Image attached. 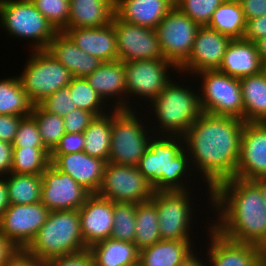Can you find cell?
I'll use <instances>...</instances> for the list:
<instances>
[{
    "instance_id": "cell-1",
    "label": "cell",
    "mask_w": 266,
    "mask_h": 266,
    "mask_svg": "<svg viewBox=\"0 0 266 266\" xmlns=\"http://www.w3.org/2000/svg\"><path fill=\"white\" fill-rule=\"evenodd\" d=\"M244 124L239 118L203 112L183 136L189 165L195 164L206 178L210 199L219 183L234 178Z\"/></svg>"
},
{
    "instance_id": "cell-2",
    "label": "cell",
    "mask_w": 266,
    "mask_h": 266,
    "mask_svg": "<svg viewBox=\"0 0 266 266\" xmlns=\"http://www.w3.org/2000/svg\"><path fill=\"white\" fill-rule=\"evenodd\" d=\"M209 201L220 215L218 222L210 224L215 230L232 241L266 250V205L253 180L234 177L222 181L212 190Z\"/></svg>"
},
{
    "instance_id": "cell-3",
    "label": "cell",
    "mask_w": 266,
    "mask_h": 266,
    "mask_svg": "<svg viewBox=\"0 0 266 266\" xmlns=\"http://www.w3.org/2000/svg\"><path fill=\"white\" fill-rule=\"evenodd\" d=\"M154 139L151 137L148 149L139 160L138 170L153 186L154 191L188 190L182 181L190 169V157L182 145L183 137L162 135L161 138Z\"/></svg>"
},
{
    "instance_id": "cell-4",
    "label": "cell",
    "mask_w": 266,
    "mask_h": 266,
    "mask_svg": "<svg viewBox=\"0 0 266 266\" xmlns=\"http://www.w3.org/2000/svg\"><path fill=\"white\" fill-rule=\"evenodd\" d=\"M25 249L42 264L88 249L81 233L79 211H50L45 224Z\"/></svg>"
},
{
    "instance_id": "cell-5",
    "label": "cell",
    "mask_w": 266,
    "mask_h": 266,
    "mask_svg": "<svg viewBox=\"0 0 266 266\" xmlns=\"http://www.w3.org/2000/svg\"><path fill=\"white\" fill-rule=\"evenodd\" d=\"M173 83L171 80L164 90L152 101L153 112L165 135L183 137L189 127L203 113L198 93Z\"/></svg>"
},
{
    "instance_id": "cell-6",
    "label": "cell",
    "mask_w": 266,
    "mask_h": 266,
    "mask_svg": "<svg viewBox=\"0 0 266 266\" xmlns=\"http://www.w3.org/2000/svg\"><path fill=\"white\" fill-rule=\"evenodd\" d=\"M0 23L10 35L32 39L33 50L46 49L58 33L31 0H0Z\"/></svg>"
},
{
    "instance_id": "cell-7",
    "label": "cell",
    "mask_w": 266,
    "mask_h": 266,
    "mask_svg": "<svg viewBox=\"0 0 266 266\" xmlns=\"http://www.w3.org/2000/svg\"><path fill=\"white\" fill-rule=\"evenodd\" d=\"M32 52L18 78L31 103L38 105L46 97L67 87L73 76L45 49Z\"/></svg>"
},
{
    "instance_id": "cell-8",
    "label": "cell",
    "mask_w": 266,
    "mask_h": 266,
    "mask_svg": "<svg viewBox=\"0 0 266 266\" xmlns=\"http://www.w3.org/2000/svg\"><path fill=\"white\" fill-rule=\"evenodd\" d=\"M135 112L133 109L113 110L109 163L137 166L148 149L151 137Z\"/></svg>"
},
{
    "instance_id": "cell-9",
    "label": "cell",
    "mask_w": 266,
    "mask_h": 266,
    "mask_svg": "<svg viewBox=\"0 0 266 266\" xmlns=\"http://www.w3.org/2000/svg\"><path fill=\"white\" fill-rule=\"evenodd\" d=\"M203 79L199 92L202 111L212 115L231 116L244 120V105L240 79L218 70L196 74Z\"/></svg>"
},
{
    "instance_id": "cell-10",
    "label": "cell",
    "mask_w": 266,
    "mask_h": 266,
    "mask_svg": "<svg viewBox=\"0 0 266 266\" xmlns=\"http://www.w3.org/2000/svg\"><path fill=\"white\" fill-rule=\"evenodd\" d=\"M154 188L137 166L107 162L98 195L113 202L143 203L150 201Z\"/></svg>"
},
{
    "instance_id": "cell-11",
    "label": "cell",
    "mask_w": 266,
    "mask_h": 266,
    "mask_svg": "<svg viewBox=\"0 0 266 266\" xmlns=\"http://www.w3.org/2000/svg\"><path fill=\"white\" fill-rule=\"evenodd\" d=\"M199 27L178 7H172L156 27L164 59L179 68L191 54Z\"/></svg>"
},
{
    "instance_id": "cell-12",
    "label": "cell",
    "mask_w": 266,
    "mask_h": 266,
    "mask_svg": "<svg viewBox=\"0 0 266 266\" xmlns=\"http://www.w3.org/2000/svg\"><path fill=\"white\" fill-rule=\"evenodd\" d=\"M151 201L157 207L162 240H192L188 232L192 230L190 226L193 207L191 208L188 190L155 191Z\"/></svg>"
},
{
    "instance_id": "cell-13",
    "label": "cell",
    "mask_w": 266,
    "mask_h": 266,
    "mask_svg": "<svg viewBox=\"0 0 266 266\" xmlns=\"http://www.w3.org/2000/svg\"><path fill=\"white\" fill-rule=\"evenodd\" d=\"M178 68L164 58L143 59L124 62L127 94L129 97L143 96L147 100L156 98L171 81L167 70ZM131 94V95H130Z\"/></svg>"
},
{
    "instance_id": "cell-14",
    "label": "cell",
    "mask_w": 266,
    "mask_h": 266,
    "mask_svg": "<svg viewBox=\"0 0 266 266\" xmlns=\"http://www.w3.org/2000/svg\"><path fill=\"white\" fill-rule=\"evenodd\" d=\"M41 176V202L50 211L78 210L91 195L68 173L60 171L52 162Z\"/></svg>"
},
{
    "instance_id": "cell-15",
    "label": "cell",
    "mask_w": 266,
    "mask_h": 266,
    "mask_svg": "<svg viewBox=\"0 0 266 266\" xmlns=\"http://www.w3.org/2000/svg\"><path fill=\"white\" fill-rule=\"evenodd\" d=\"M112 24L119 60L129 62L164 58L156 29L124 22L116 15L113 16Z\"/></svg>"
},
{
    "instance_id": "cell-16",
    "label": "cell",
    "mask_w": 266,
    "mask_h": 266,
    "mask_svg": "<svg viewBox=\"0 0 266 266\" xmlns=\"http://www.w3.org/2000/svg\"><path fill=\"white\" fill-rule=\"evenodd\" d=\"M50 210L40 201L10 204L0 219V231L20 249H25L45 224Z\"/></svg>"
},
{
    "instance_id": "cell-17",
    "label": "cell",
    "mask_w": 266,
    "mask_h": 266,
    "mask_svg": "<svg viewBox=\"0 0 266 266\" xmlns=\"http://www.w3.org/2000/svg\"><path fill=\"white\" fill-rule=\"evenodd\" d=\"M232 38L208 26H200L188 59L178 68L182 73L198 74L218 70ZM185 70V71H184Z\"/></svg>"
},
{
    "instance_id": "cell-18",
    "label": "cell",
    "mask_w": 266,
    "mask_h": 266,
    "mask_svg": "<svg viewBox=\"0 0 266 266\" xmlns=\"http://www.w3.org/2000/svg\"><path fill=\"white\" fill-rule=\"evenodd\" d=\"M210 230V231H209ZM210 247L208 248L211 266H265L266 250L249 243H240L225 238L212 226Z\"/></svg>"
},
{
    "instance_id": "cell-19",
    "label": "cell",
    "mask_w": 266,
    "mask_h": 266,
    "mask_svg": "<svg viewBox=\"0 0 266 266\" xmlns=\"http://www.w3.org/2000/svg\"><path fill=\"white\" fill-rule=\"evenodd\" d=\"M266 175V122H245L234 177L254 180Z\"/></svg>"
},
{
    "instance_id": "cell-20",
    "label": "cell",
    "mask_w": 266,
    "mask_h": 266,
    "mask_svg": "<svg viewBox=\"0 0 266 266\" xmlns=\"http://www.w3.org/2000/svg\"><path fill=\"white\" fill-rule=\"evenodd\" d=\"M113 208V201L91 194L78 209L81 233L87 248L111 237L114 225Z\"/></svg>"
},
{
    "instance_id": "cell-21",
    "label": "cell",
    "mask_w": 266,
    "mask_h": 266,
    "mask_svg": "<svg viewBox=\"0 0 266 266\" xmlns=\"http://www.w3.org/2000/svg\"><path fill=\"white\" fill-rule=\"evenodd\" d=\"M50 161L60 171L68 173L91 194H97L100 190L106 165L104 160L81 151L70 154H50Z\"/></svg>"
},
{
    "instance_id": "cell-22",
    "label": "cell",
    "mask_w": 266,
    "mask_h": 266,
    "mask_svg": "<svg viewBox=\"0 0 266 266\" xmlns=\"http://www.w3.org/2000/svg\"><path fill=\"white\" fill-rule=\"evenodd\" d=\"M63 32L81 50L102 62L118 60L116 34L112 22L99 28H66Z\"/></svg>"
},
{
    "instance_id": "cell-23",
    "label": "cell",
    "mask_w": 266,
    "mask_h": 266,
    "mask_svg": "<svg viewBox=\"0 0 266 266\" xmlns=\"http://www.w3.org/2000/svg\"><path fill=\"white\" fill-rule=\"evenodd\" d=\"M45 50L76 78H86L103 63L81 50L64 32H58Z\"/></svg>"
},
{
    "instance_id": "cell-24",
    "label": "cell",
    "mask_w": 266,
    "mask_h": 266,
    "mask_svg": "<svg viewBox=\"0 0 266 266\" xmlns=\"http://www.w3.org/2000/svg\"><path fill=\"white\" fill-rule=\"evenodd\" d=\"M86 80L104 101L106 98L117 97V103L113 105L115 106L113 109H133L132 106L129 107L127 102L129 99L122 97V95L128 96L123 61L118 59L103 62L92 74L86 77Z\"/></svg>"
},
{
    "instance_id": "cell-25",
    "label": "cell",
    "mask_w": 266,
    "mask_h": 266,
    "mask_svg": "<svg viewBox=\"0 0 266 266\" xmlns=\"http://www.w3.org/2000/svg\"><path fill=\"white\" fill-rule=\"evenodd\" d=\"M264 70L255 43L244 38L232 39L223 56L218 71L242 78Z\"/></svg>"
},
{
    "instance_id": "cell-26",
    "label": "cell",
    "mask_w": 266,
    "mask_h": 266,
    "mask_svg": "<svg viewBox=\"0 0 266 266\" xmlns=\"http://www.w3.org/2000/svg\"><path fill=\"white\" fill-rule=\"evenodd\" d=\"M172 7L167 0H115V15L124 22L156 29Z\"/></svg>"
},
{
    "instance_id": "cell-27",
    "label": "cell",
    "mask_w": 266,
    "mask_h": 266,
    "mask_svg": "<svg viewBox=\"0 0 266 266\" xmlns=\"http://www.w3.org/2000/svg\"><path fill=\"white\" fill-rule=\"evenodd\" d=\"M67 28H99L112 22L115 0H70Z\"/></svg>"
},
{
    "instance_id": "cell-28",
    "label": "cell",
    "mask_w": 266,
    "mask_h": 266,
    "mask_svg": "<svg viewBox=\"0 0 266 266\" xmlns=\"http://www.w3.org/2000/svg\"><path fill=\"white\" fill-rule=\"evenodd\" d=\"M93 266H130L139 261L136 245L107 238L90 246Z\"/></svg>"
},
{
    "instance_id": "cell-29",
    "label": "cell",
    "mask_w": 266,
    "mask_h": 266,
    "mask_svg": "<svg viewBox=\"0 0 266 266\" xmlns=\"http://www.w3.org/2000/svg\"><path fill=\"white\" fill-rule=\"evenodd\" d=\"M245 122H266V70L240 78Z\"/></svg>"
},
{
    "instance_id": "cell-30",
    "label": "cell",
    "mask_w": 266,
    "mask_h": 266,
    "mask_svg": "<svg viewBox=\"0 0 266 266\" xmlns=\"http://www.w3.org/2000/svg\"><path fill=\"white\" fill-rule=\"evenodd\" d=\"M191 241L161 240L139 251L142 266H177L192 252Z\"/></svg>"
},
{
    "instance_id": "cell-31",
    "label": "cell",
    "mask_w": 266,
    "mask_h": 266,
    "mask_svg": "<svg viewBox=\"0 0 266 266\" xmlns=\"http://www.w3.org/2000/svg\"><path fill=\"white\" fill-rule=\"evenodd\" d=\"M246 22L241 3L225 0L213 12L208 27L236 39L244 37Z\"/></svg>"
},
{
    "instance_id": "cell-32",
    "label": "cell",
    "mask_w": 266,
    "mask_h": 266,
    "mask_svg": "<svg viewBox=\"0 0 266 266\" xmlns=\"http://www.w3.org/2000/svg\"><path fill=\"white\" fill-rule=\"evenodd\" d=\"M112 111L111 113L95 117L83 132L85 139L83 151L89 156L104 160L106 163L110 154Z\"/></svg>"
},
{
    "instance_id": "cell-33",
    "label": "cell",
    "mask_w": 266,
    "mask_h": 266,
    "mask_svg": "<svg viewBox=\"0 0 266 266\" xmlns=\"http://www.w3.org/2000/svg\"><path fill=\"white\" fill-rule=\"evenodd\" d=\"M135 218L134 244L139 251L162 240L157 207L151 200L137 204Z\"/></svg>"
},
{
    "instance_id": "cell-34",
    "label": "cell",
    "mask_w": 266,
    "mask_h": 266,
    "mask_svg": "<svg viewBox=\"0 0 266 266\" xmlns=\"http://www.w3.org/2000/svg\"><path fill=\"white\" fill-rule=\"evenodd\" d=\"M33 104L18 77L0 80V115H31Z\"/></svg>"
},
{
    "instance_id": "cell-35",
    "label": "cell",
    "mask_w": 266,
    "mask_h": 266,
    "mask_svg": "<svg viewBox=\"0 0 266 266\" xmlns=\"http://www.w3.org/2000/svg\"><path fill=\"white\" fill-rule=\"evenodd\" d=\"M5 179L9 204H34L41 201L42 176L9 173Z\"/></svg>"
},
{
    "instance_id": "cell-36",
    "label": "cell",
    "mask_w": 266,
    "mask_h": 266,
    "mask_svg": "<svg viewBox=\"0 0 266 266\" xmlns=\"http://www.w3.org/2000/svg\"><path fill=\"white\" fill-rule=\"evenodd\" d=\"M50 163L46 148H13L11 173L41 175Z\"/></svg>"
},
{
    "instance_id": "cell-37",
    "label": "cell",
    "mask_w": 266,
    "mask_h": 266,
    "mask_svg": "<svg viewBox=\"0 0 266 266\" xmlns=\"http://www.w3.org/2000/svg\"><path fill=\"white\" fill-rule=\"evenodd\" d=\"M31 115L35 118L44 147L51 152L66 133L62 116L44 111L33 105Z\"/></svg>"
},
{
    "instance_id": "cell-38",
    "label": "cell",
    "mask_w": 266,
    "mask_h": 266,
    "mask_svg": "<svg viewBox=\"0 0 266 266\" xmlns=\"http://www.w3.org/2000/svg\"><path fill=\"white\" fill-rule=\"evenodd\" d=\"M68 88L77 108L92 112L96 117L105 114V110H102L104 100L86 78L73 77Z\"/></svg>"
},
{
    "instance_id": "cell-39",
    "label": "cell",
    "mask_w": 266,
    "mask_h": 266,
    "mask_svg": "<svg viewBox=\"0 0 266 266\" xmlns=\"http://www.w3.org/2000/svg\"><path fill=\"white\" fill-rule=\"evenodd\" d=\"M137 204L114 202L111 239L134 243Z\"/></svg>"
},
{
    "instance_id": "cell-40",
    "label": "cell",
    "mask_w": 266,
    "mask_h": 266,
    "mask_svg": "<svg viewBox=\"0 0 266 266\" xmlns=\"http://www.w3.org/2000/svg\"><path fill=\"white\" fill-rule=\"evenodd\" d=\"M58 32L68 27L70 0H31Z\"/></svg>"
},
{
    "instance_id": "cell-41",
    "label": "cell",
    "mask_w": 266,
    "mask_h": 266,
    "mask_svg": "<svg viewBox=\"0 0 266 266\" xmlns=\"http://www.w3.org/2000/svg\"><path fill=\"white\" fill-rule=\"evenodd\" d=\"M225 0H182L176 7L189 16L197 25L208 26L213 12Z\"/></svg>"
},
{
    "instance_id": "cell-42",
    "label": "cell",
    "mask_w": 266,
    "mask_h": 266,
    "mask_svg": "<svg viewBox=\"0 0 266 266\" xmlns=\"http://www.w3.org/2000/svg\"><path fill=\"white\" fill-rule=\"evenodd\" d=\"M45 148L35 118L32 115L23 117L13 142V148Z\"/></svg>"
},
{
    "instance_id": "cell-43",
    "label": "cell",
    "mask_w": 266,
    "mask_h": 266,
    "mask_svg": "<svg viewBox=\"0 0 266 266\" xmlns=\"http://www.w3.org/2000/svg\"><path fill=\"white\" fill-rule=\"evenodd\" d=\"M44 111L64 116L76 109V104L73 102L68 86L59 89L55 93L46 97L38 104Z\"/></svg>"
},
{
    "instance_id": "cell-44",
    "label": "cell",
    "mask_w": 266,
    "mask_h": 266,
    "mask_svg": "<svg viewBox=\"0 0 266 266\" xmlns=\"http://www.w3.org/2000/svg\"><path fill=\"white\" fill-rule=\"evenodd\" d=\"M96 116L83 109H73L63 116L66 133H83Z\"/></svg>"
},
{
    "instance_id": "cell-45",
    "label": "cell",
    "mask_w": 266,
    "mask_h": 266,
    "mask_svg": "<svg viewBox=\"0 0 266 266\" xmlns=\"http://www.w3.org/2000/svg\"><path fill=\"white\" fill-rule=\"evenodd\" d=\"M84 133H65L50 154H70L84 149Z\"/></svg>"
},
{
    "instance_id": "cell-46",
    "label": "cell",
    "mask_w": 266,
    "mask_h": 266,
    "mask_svg": "<svg viewBox=\"0 0 266 266\" xmlns=\"http://www.w3.org/2000/svg\"><path fill=\"white\" fill-rule=\"evenodd\" d=\"M42 266H93L91 253L88 249L79 253L63 255L46 261Z\"/></svg>"
},
{
    "instance_id": "cell-47",
    "label": "cell",
    "mask_w": 266,
    "mask_h": 266,
    "mask_svg": "<svg viewBox=\"0 0 266 266\" xmlns=\"http://www.w3.org/2000/svg\"><path fill=\"white\" fill-rule=\"evenodd\" d=\"M23 117L0 115V140L13 144L19 123Z\"/></svg>"
},
{
    "instance_id": "cell-48",
    "label": "cell",
    "mask_w": 266,
    "mask_h": 266,
    "mask_svg": "<svg viewBox=\"0 0 266 266\" xmlns=\"http://www.w3.org/2000/svg\"><path fill=\"white\" fill-rule=\"evenodd\" d=\"M266 36V15L247 20L244 39L256 42Z\"/></svg>"
},
{
    "instance_id": "cell-49",
    "label": "cell",
    "mask_w": 266,
    "mask_h": 266,
    "mask_svg": "<svg viewBox=\"0 0 266 266\" xmlns=\"http://www.w3.org/2000/svg\"><path fill=\"white\" fill-rule=\"evenodd\" d=\"M240 3L246 21L266 15V0H242Z\"/></svg>"
},
{
    "instance_id": "cell-50",
    "label": "cell",
    "mask_w": 266,
    "mask_h": 266,
    "mask_svg": "<svg viewBox=\"0 0 266 266\" xmlns=\"http://www.w3.org/2000/svg\"><path fill=\"white\" fill-rule=\"evenodd\" d=\"M12 154L13 144L0 140V177L11 173Z\"/></svg>"
},
{
    "instance_id": "cell-51",
    "label": "cell",
    "mask_w": 266,
    "mask_h": 266,
    "mask_svg": "<svg viewBox=\"0 0 266 266\" xmlns=\"http://www.w3.org/2000/svg\"><path fill=\"white\" fill-rule=\"evenodd\" d=\"M20 248L0 231V266H4Z\"/></svg>"
},
{
    "instance_id": "cell-52",
    "label": "cell",
    "mask_w": 266,
    "mask_h": 266,
    "mask_svg": "<svg viewBox=\"0 0 266 266\" xmlns=\"http://www.w3.org/2000/svg\"><path fill=\"white\" fill-rule=\"evenodd\" d=\"M4 266H42L26 249H20Z\"/></svg>"
},
{
    "instance_id": "cell-53",
    "label": "cell",
    "mask_w": 266,
    "mask_h": 266,
    "mask_svg": "<svg viewBox=\"0 0 266 266\" xmlns=\"http://www.w3.org/2000/svg\"><path fill=\"white\" fill-rule=\"evenodd\" d=\"M2 178V177H0ZM9 200H8V194H7V183L4 178L0 179V219L6 209L9 207Z\"/></svg>"
},
{
    "instance_id": "cell-54",
    "label": "cell",
    "mask_w": 266,
    "mask_h": 266,
    "mask_svg": "<svg viewBox=\"0 0 266 266\" xmlns=\"http://www.w3.org/2000/svg\"><path fill=\"white\" fill-rule=\"evenodd\" d=\"M192 251L189 256H187L183 261H181L177 266H205L202 261L193 254Z\"/></svg>"
},
{
    "instance_id": "cell-55",
    "label": "cell",
    "mask_w": 266,
    "mask_h": 266,
    "mask_svg": "<svg viewBox=\"0 0 266 266\" xmlns=\"http://www.w3.org/2000/svg\"><path fill=\"white\" fill-rule=\"evenodd\" d=\"M260 56L261 62L266 64V36L254 42Z\"/></svg>"
},
{
    "instance_id": "cell-56",
    "label": "cell",
    "mask_w": 266,
    "mask_h": 266,
    "mask_svg": "<svg viewBox=\"0 0 266 266\" xmlns=\"http://www.w3.org/2000/svg\"><path fill=\"white\" fill-rule=\"evenodd\" d=\"M258 187L260 188L263 199H264V204L266 205V175H262L260 177H257L256 179L253 180Z\"/></svg>"
},
{
    "instance_id": "cell-57",
    "label": "cell",
    "mask_w": 266,
    "mask_h": 266,
    "mask_svg": "<svg viewBox=\"0 0 266 266\" xmlns=\"http://www.w3.org/2000/svg\"><path fill=\"white\" fill-rule=\"evenodd\" d=\"M173 7H176L182 0H167Z\"/></svg>"
},
{
    "instance_id": "cell-58",
    "label": "cell",
    "mask_w": 266,
    "mask_h": 266,
    "mask_svg": "<svg viewBox=\"0 0 266 266\" xmlns=\"http://www.w3.org/2000/svg\"><path fill=\"white\" fill-rule=\"evenodd\" d=\"M130 266H142L141 263L138 261L137 263L130 265Z\"/></svg>"
}]
</instances>
